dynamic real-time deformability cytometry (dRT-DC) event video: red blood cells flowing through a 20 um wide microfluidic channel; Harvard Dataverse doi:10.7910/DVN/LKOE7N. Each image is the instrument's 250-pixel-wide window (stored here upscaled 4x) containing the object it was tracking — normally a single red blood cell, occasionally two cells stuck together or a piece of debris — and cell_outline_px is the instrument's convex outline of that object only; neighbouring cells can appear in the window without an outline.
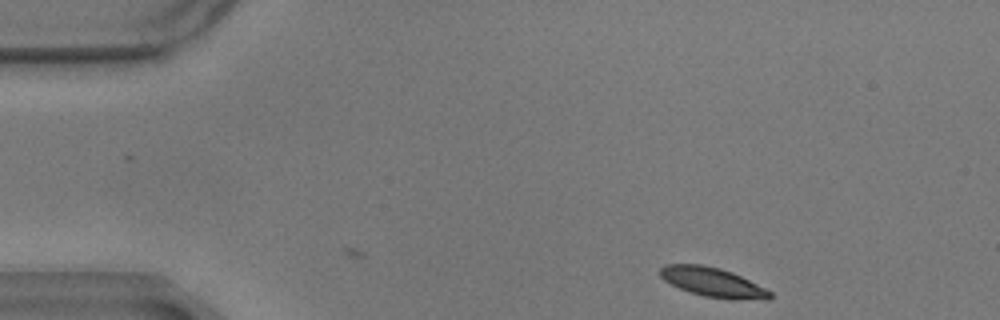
{"species": "common noctule bat (a hibernating species)", "species_latin": "Nyctalus noctula", "temperature_condition": "warm", "stored_images_in_passage": 40, "camera_frame_rate_fps": 3000, "um_per_image_px": 0.085, "animal": {"sex": "male", "body_mass_g": 17.9}, "frame": {"image": 1, "passage_image": 1, "time_ms": 0.0, "image_size_px": [1000, 320], "cell_outline_px": [[772, 296], [768, 300], [764, 300], [704, 296], [680, 288], [664, 280], [660, 276], [660, 268], [664, 264], [700, 264], [720, 268], [732, 272], [772, 292]], "centroid_in_image_um": [60.56, 23.96], "position_along_channel_um": 24.4, "area_um2": 18.26}}
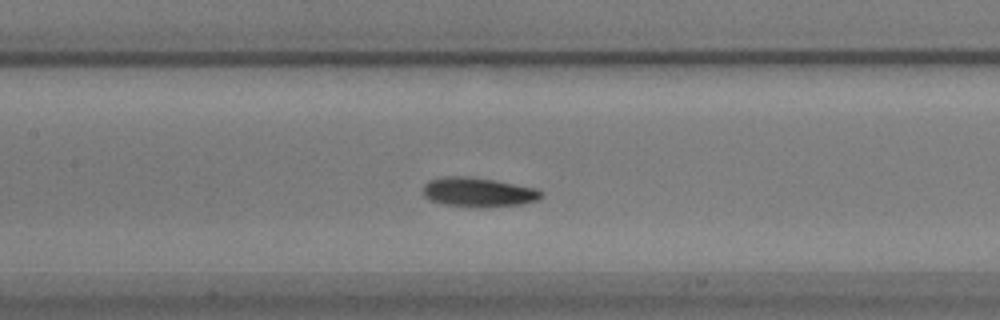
{"frame": {"image": 2, "passage_image": 20, "time_ms": 6.333, "image_size_px": [1000, 320], "cell_outline_px": [[544, 196], [540, 200], [520, 204], [492, 208], [476, 208], [444, 204], [428, 200], [424, 196], [424, 184], [428, 180], [452, 176], [464, 176], [492, 180], [536, 188], [544, 192]], "centroid_in_image_um": [40.69, 16.37], "position_along_channel_um": 166.7, "area_um2": 20.46}}
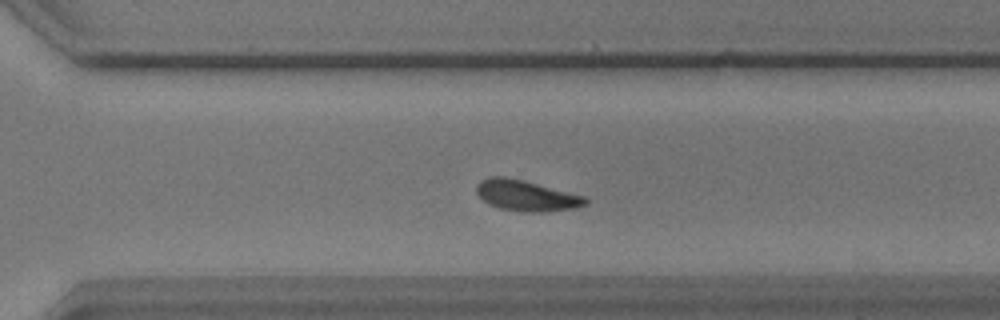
{"frame": {"image": 3, "passage_image": 34, "time_ms": 11.0, "image_size_px": [1000, 320], "cell_outline_px": [[588, 204], [576, 208], [544, 212], [520, 212], [500, 208], [488, 204], [476, 192], [476, 184], [480, 180], [492, 176], [504, 176], [524, 180], [584, 196], [588, 200]], "centroid_in_image_um": [44.73, 16.63], "position_along_channel_um": 325.9, "area_um2": 19.65}, "authors_computed_cell_mechanics": {"area_um2": 19.4208, "velocity_mm_per_s": 3.4195, "shape_relaxation_time_tau1_ms": 2.8765, "shape_relaxation_time_tau2_ms": 6.1475, "deformation_change_tau1": 0.1161, "deformation_change_tau2": 0.1302}}